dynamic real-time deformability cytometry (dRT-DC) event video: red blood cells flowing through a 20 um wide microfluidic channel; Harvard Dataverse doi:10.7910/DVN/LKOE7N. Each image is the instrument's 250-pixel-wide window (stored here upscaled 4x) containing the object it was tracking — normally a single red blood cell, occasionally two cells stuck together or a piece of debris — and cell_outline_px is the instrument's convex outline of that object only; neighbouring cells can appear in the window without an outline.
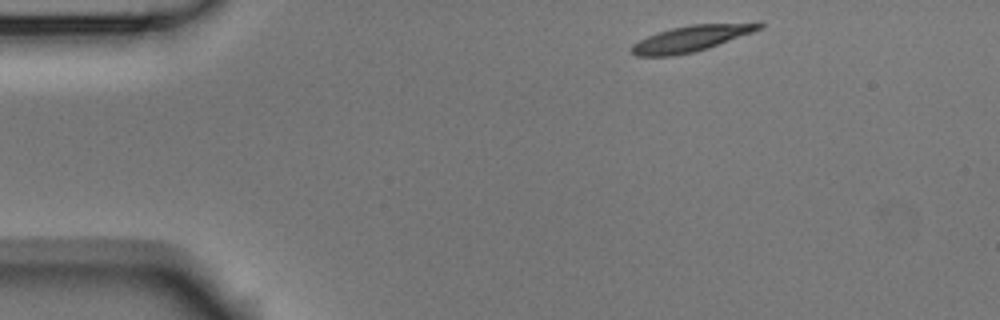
{"species": "Egyptian fruit bat (a non-hibernating species)", "species_latin": "Rousettus aegyptiacus", "temperature_condition": "room temperature", "stored_images_in_passage": 4, "camera_frame_rate_fps": 3000, "um_per_image_px": 0.085, "animal": {"sex": "male"}, "frame": {"image": 1, "passage_image": 1, "time_ms": 0.0, "image_size_px": [1000, 320], "cell_outline_px": [[764, 24], [760, 28], [752, 32], [708, 48], [692, 52], [672, 56], [636, 56], [632, 52], [632, 44], [648, 36], [672, 28], [692, 24]], "centroid_in_image_um": [58.64, 3.3], "position_along_channel_um": 26.4, "area_um2": 18.5}}
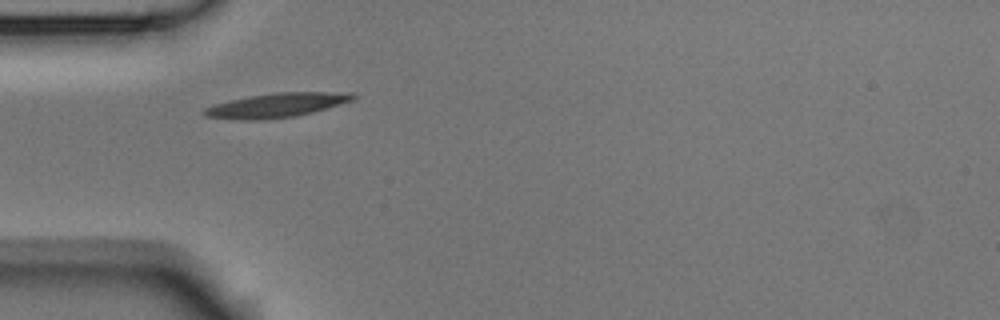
{"frame": {"image": 2, "passage_image": 3, "time_ms": 0.667, "image_size_px": [1000, 320], "cell_outline_px": [[360, 96], [352, 100], [328, 108], [296, 116], [256, 120], [244, 120], [204, 116], [200, 112], [204, 108], [228, 100], [276, 92], [352, 92]], "centroid_in_image_um": [23.54, 8.94], "position_along_channel_um": 61.5, "area_um2": 21.04}}
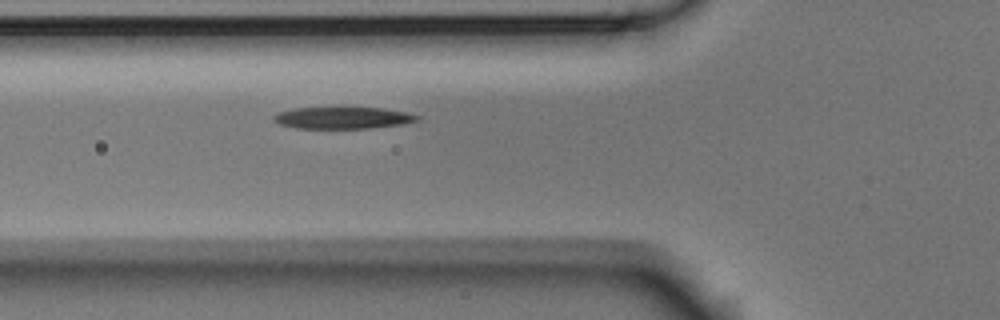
{"frame": {"image": 3, "passage_image": 4, "time_ms": 1.0, "image_size_px": [1000, 320], "cell_outline_px": [[420, 120], [404, 124], [372, 128], [296, 128], [280, 124], [272, 120], [272, 116], [276, 112], [296, 108], [340, 104], [384, 108], [404, 112], [420, 116]], "centroid_in_image_um": [29.11, 9.96], "position_along_channel_um": 96.7, "area_um2": 19.48}}